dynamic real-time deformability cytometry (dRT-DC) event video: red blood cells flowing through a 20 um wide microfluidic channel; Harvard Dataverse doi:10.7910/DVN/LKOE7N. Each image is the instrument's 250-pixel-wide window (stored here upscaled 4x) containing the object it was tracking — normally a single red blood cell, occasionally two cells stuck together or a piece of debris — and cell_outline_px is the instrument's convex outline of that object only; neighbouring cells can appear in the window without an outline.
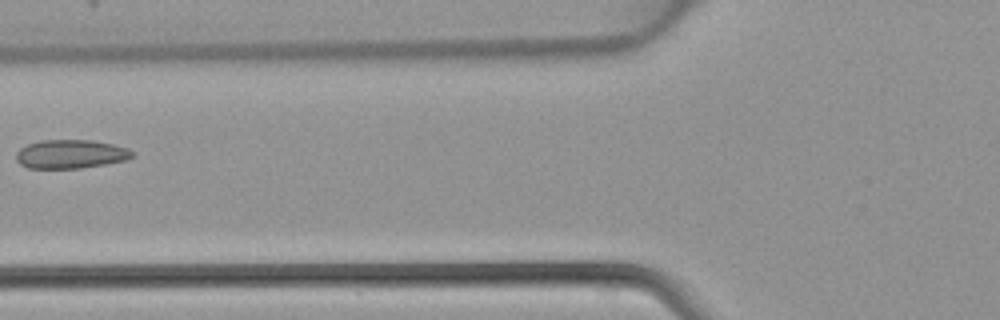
{"species": "common noctule bat (a hibernating species)", "species_latin": "Nyctalus noctula", "temperature_condition": "warm", "stored_images_in_passage": 5, "camera_frame_rate_fps": 3000, "um_per_image_px": 0.085, "animal": {"sex": "female", "body_mass_g": 22.7, "forearm_length_mm": 54.2}, "frame": {"image": 1, "passage_image": 5, "time_ms": 1.333, "image_size_px": [1000, 320], "cell_outline_px": [[136, 156], [128, 160], [80, 168], [28, 168], [20, 164], [16, 160], [16, 152], [20, 148], [28, 144], [40, 140], [92, 140], [112, 144], [128, 148], [136, 152]], "centroid_in_image_um": [6.05, 13.09], "position_along_channel_um": 119.8, "area_um2": 19.65}}